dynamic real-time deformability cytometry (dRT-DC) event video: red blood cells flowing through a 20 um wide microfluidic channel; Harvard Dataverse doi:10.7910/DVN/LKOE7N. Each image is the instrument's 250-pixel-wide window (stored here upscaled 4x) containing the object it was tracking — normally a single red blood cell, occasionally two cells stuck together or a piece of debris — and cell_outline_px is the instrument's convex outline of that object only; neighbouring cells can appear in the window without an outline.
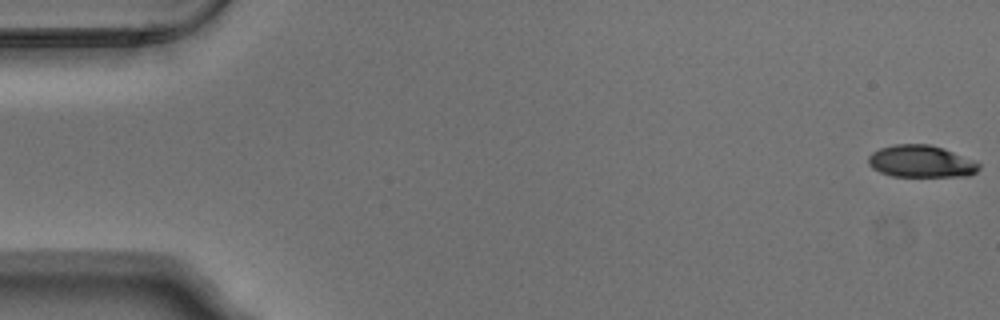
{"species": "Egyptian fruit bat (a non-hibernating species)", "species_latin": "Rousettus aegyptiacus", "temperature_condition": "warm", "stored_images_in_passage": 54, "camera_frame_rate_fps": 3000, "um_per_image_px": 0.085, "animal": {"sex": "male"}, "frame": {"image": 1, "passage_image": 1, "time_ms": 0.0, "image_size_px": [1000, 320], "cell_outline_px": [[980, 168], [976, 172], [968, 176], [892, 176], [880, 172], [872, 168], [868, 164], [868, 156], [872, 152], [880, 148], [892, 144], [928, 144], [944, 148], [976, 160], [980, 164]], "centroid_in_image_um": [78.3, 13.71], "position_along_channel_um": 6.7, "area_um2": 20.92}}
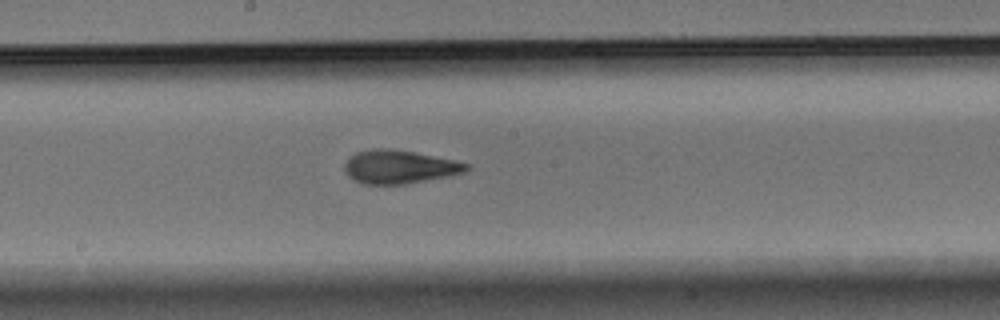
{"frame": {"image": 2, "passage_image": 29, "time_ms": 9.333, "image_size_px": [1000, 320], "cell_outline_px": [[472, 168], [468, 172], [408, 184], [360, 184], [352, 180], [344, 172], [344, 164], [356, 152], [372, 148], [384, 148], [412, 152], [452, 160], [468, 164]], "centroid_in_image_um": [33.93, 14.2], "position_along_channel_um": 214.3, "area_um2": 23.76}}
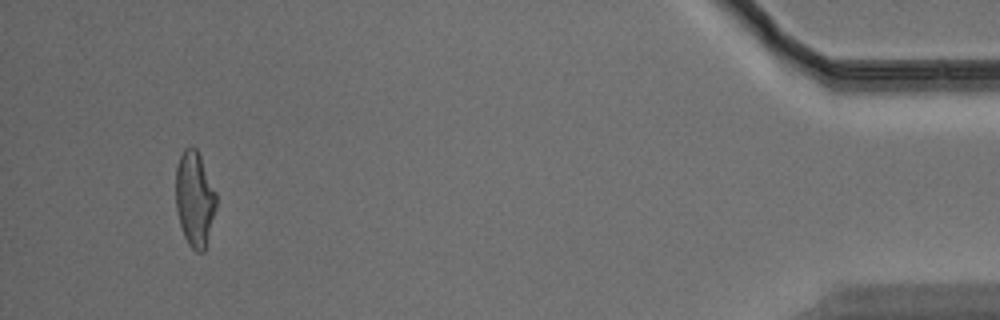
{"frame": {"image": 3, "passage_image": 51, "time_ms": 16.667, "image_size_px": [1000, 320], "cell_outline_px": [[216, 208], [204, 252], [196, 252], [188, 244], [184, 236], [180, 224], [176, 208], [176, 168], [180, 156], [184, 148], [196, 148], [200, 156], [216, 192]], "centroid_in_image_um": [16.54, 16.93], "position_along_channel_um": 418.7, "area_um2": 22.25}, "authors_computed_cell_mechanics": {"area_um2": 22.9755, "velocity_mm_per_s": 3.7831, "shape_relaxation_time_tau1_ms": 5.7193, "shape_relaxation_time_tau2_ms": 1.938, "deformation_change_tau1": 0.204, "deformation_change_tau2": 0.1104}}